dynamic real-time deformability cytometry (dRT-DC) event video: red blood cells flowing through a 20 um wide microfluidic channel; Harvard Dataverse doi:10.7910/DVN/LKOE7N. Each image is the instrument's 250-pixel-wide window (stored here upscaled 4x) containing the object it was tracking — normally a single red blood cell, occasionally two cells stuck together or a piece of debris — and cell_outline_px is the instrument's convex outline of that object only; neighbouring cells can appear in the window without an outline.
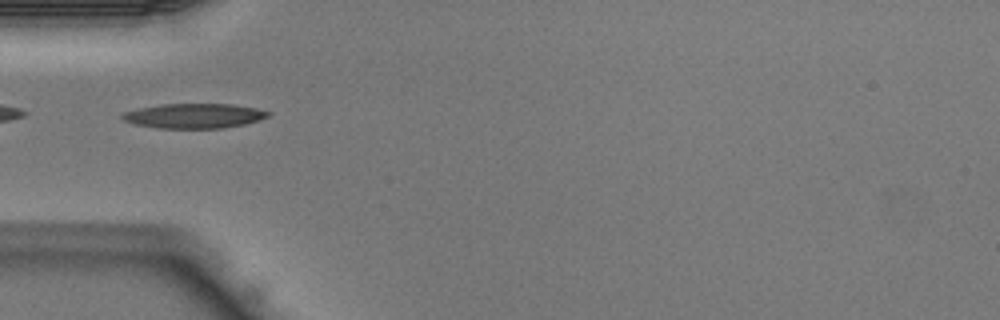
{"species": "Egyptian fruit bat (a non-hibernating species)", "species_latin": "Rousettus aegyptiacus", "temperature_condition": "warm", "stored_images_in_passage": 35, "camera_frame_rate_fps": 3000, "um_per_image_px": 0.085, "animal": {"sex": "male"}, "frame": {"image": 1, "passage_image": 6, "time_ms": 1.667, "image_size_px": [1000, 320], "cell_outline_px": [[272, 112], [268, 116], [260, 120], [244, 124], [224, 128], [156, 128], [136, 124], [124, 120], [120, 116], [124, 112], [140, 108], [160, 104], [232, 104], [256, 108]], "centroid_in_image_um": [16.52, 9.84], "position_along_channel_um": 68.5, "area_um2": 20.98}}
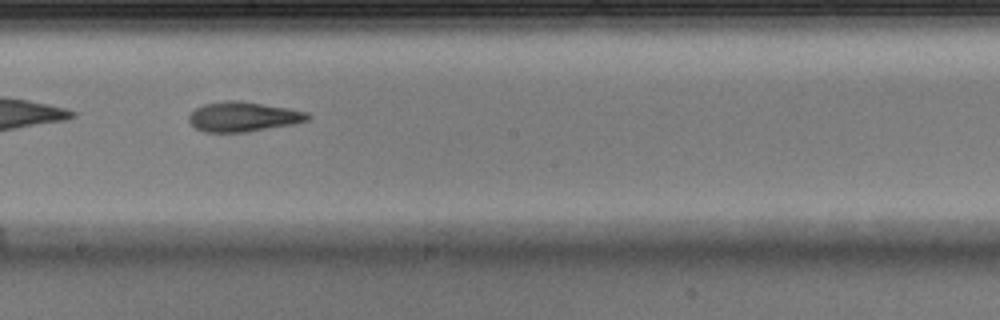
{"frame": {"image": 2, "passage_image": 16, "time_ms": 5.0, "image_size_px": [1000, 320], "cell_outline_px": [[312, 116], [308, 120], [292, 124], [248, 132], [204, 132], [196, 128], [188, 120], [188, 116], [196, 108], [204, 104], [232, 100], [240, 100], [288, 108], [308, 112]], "centroid_in_image_um": [20.69, 9.92], "position_along_channel_um": 227.5, "area_um2": 20.58}}
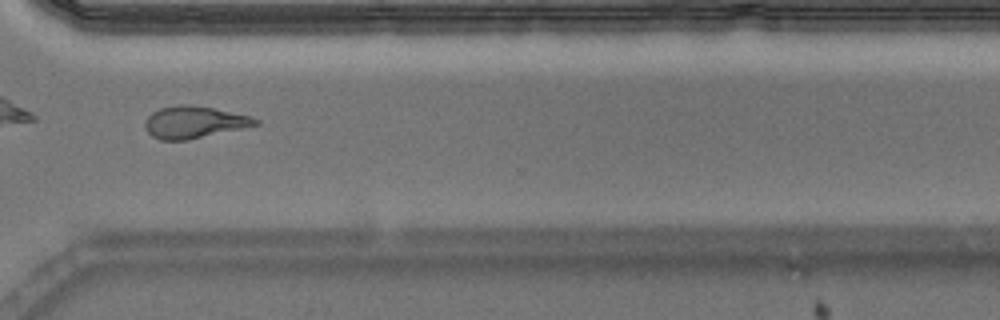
{"frame": {"image": 3, "passage_image": 24, "time_ms": 7.667, "image_size_px": [1000, 320], "cell_outline_px": [[260, 124], [188, 140], [160, 140], [152, 136], [144, 128], [144, 124], [148, 116], [152, 112], [160, 108], [180, 104], [188, 104], [212, 108], [252, 116], [260, 120]], "centroid_in_image_um": [16.49, 10.38], "position_along_channel_um": 354.1, "area_um2": 20.58}}